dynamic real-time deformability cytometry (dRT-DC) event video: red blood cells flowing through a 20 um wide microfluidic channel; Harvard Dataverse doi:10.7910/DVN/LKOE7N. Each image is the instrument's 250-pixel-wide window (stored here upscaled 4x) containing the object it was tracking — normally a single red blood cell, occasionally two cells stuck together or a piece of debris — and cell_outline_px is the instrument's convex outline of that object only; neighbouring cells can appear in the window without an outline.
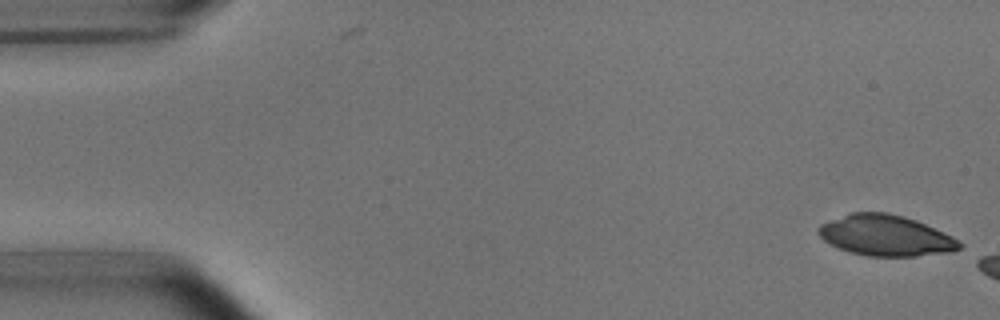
{"species": "common noctule bat (a hibernating species)", "species_latin": "Nyctalus noctula", "temperature_condition": "room temperature", "stored_images_in_passage": 3, "camera_frame_rate_fps": 3000, "um_per_image_px": 0.085, "animal": {"sex": "male", "body_mass_g": 15.6}, "frame": {"image": 1, "passage_image": 1, "time_ms": 0.0, "image_size_px": [1000, 320], "cell_outline_px": [[964, 244], [960, 248], [952, 252], [916, 256], [868, 256], [848, 252], [824, 240], [816, 232], [820, 224], [848, 212], [888, 212], [904, 216], [916, 220], [952, 236]], "centroid_in_image_um": [75.28, 20.01], "position_along_channel_um": 9.7, "area_um2": 33.7}}